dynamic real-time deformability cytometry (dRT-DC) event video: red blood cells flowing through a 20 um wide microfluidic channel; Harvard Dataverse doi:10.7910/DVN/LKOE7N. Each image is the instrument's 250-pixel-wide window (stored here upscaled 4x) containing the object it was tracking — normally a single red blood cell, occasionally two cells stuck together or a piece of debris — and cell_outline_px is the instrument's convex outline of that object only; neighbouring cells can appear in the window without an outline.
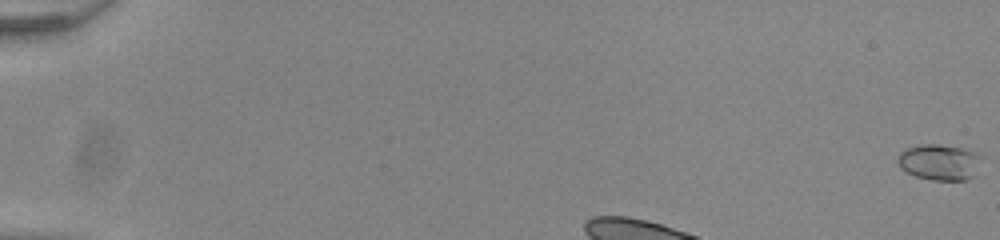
{"species": "common noctule bat (a hibernating species)", "species_latin": "Nyctalus noctula", "temperature_condition": "room temperature", "stored_images_in_passage": 9, "camera_frame_rate_fps": 3000, "um_per_image_px": 0.085, "animal": {"sex": "male", "body_mass_g": 20.0, "forearm_length_mm": 53.3}, "frame": {"image": 1, "passage_image": 1, "time_ms": 0.0, "image_size_px": [1000, 240], "cell_outline_px": [[980, 156], [976, 176], [968, 180], [932, 180], [916, 176], [900, 168], [896, 160], [900, 152], [904, 148], [924, 144], [936, 144], [960, 148], [976, 152]], "centroid_in_image_um": [79.83, 13.79], "position_along_channel_um": 5.2, "area_um2": 17.57}}